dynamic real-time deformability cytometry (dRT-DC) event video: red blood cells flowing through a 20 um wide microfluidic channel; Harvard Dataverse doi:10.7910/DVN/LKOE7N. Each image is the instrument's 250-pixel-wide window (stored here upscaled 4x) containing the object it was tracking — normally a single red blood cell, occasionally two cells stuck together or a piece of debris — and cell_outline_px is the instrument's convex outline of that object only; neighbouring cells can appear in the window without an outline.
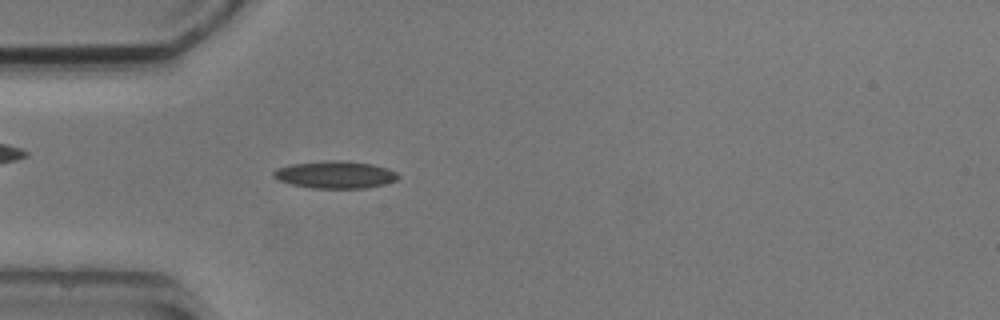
{"species": "common noctule bat (a hibernating species)", "species_latin": "Nyctalus noctula", "temperature_condition": "cold", "stored_images_in_passage": 1, "camera_frame_rate_fps": 3000, "um_per_image_px": 0.085, "animal": {"sex": "male", "body_mass_g": 20.5, "forearm_length_mm": 52.5}, "frame": {"image": 1, "passage_image": 1, "time_ms": 0.0, "image_size_px": [1000, 320], "cell_outline_px": [[400, 176], [396, 180], [384, 184], [364, 188], [312, 188], [292, 184], [280, 180], [272, 176], [272, 172], [276, 168], [292, 164], [324, 160], [348, 160], [372, 164], [388, 168], [396, 172]], "centroid_in_image_um": [28.5, 14.83], "position_along_channel_um": 56.5, "area_um2": 19.94}}